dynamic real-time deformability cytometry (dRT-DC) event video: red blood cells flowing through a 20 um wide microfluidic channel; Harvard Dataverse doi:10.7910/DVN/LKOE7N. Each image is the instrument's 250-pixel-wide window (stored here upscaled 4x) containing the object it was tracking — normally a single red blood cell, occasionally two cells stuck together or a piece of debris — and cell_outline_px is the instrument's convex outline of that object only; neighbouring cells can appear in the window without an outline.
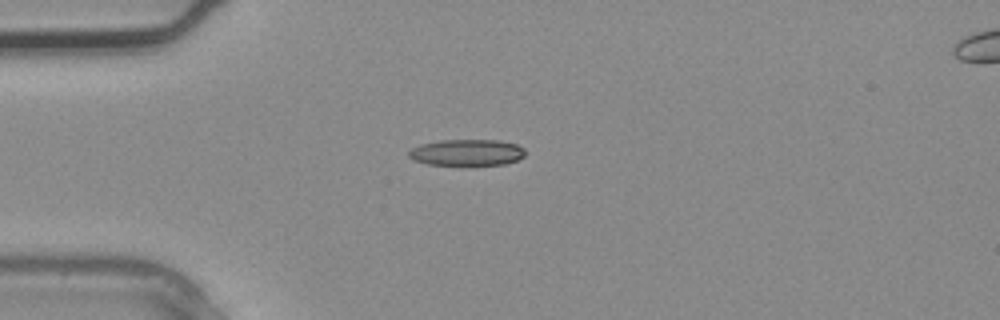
{"species": "common noctule bat (a hibernating species)", "species_latin": "Nyctalus noctula", "temperature_condition": "warm", "stored_images_in_passage": 3, "camera_frame_rate_fps": 3000, "um_per_image_px": 0.085, "animal": {"sex": "male", "body_mass_g": 20.4}, "frame": {"image": 1, "passage_image": 2, "time_ms": 0.333, "image_size_px": [1000, 320], "cell_outline_px": [[524, 156], [516, 160], [504, 164], [472, 168], [428, 164], [412, 160], [408, 156], [408, 152], [412, 148], [420, 144], [440, 140], [500, 140], [516, 144], [524, 148]], "centroid_in_image_um": [39.67, 13.01], "position_along_channel_um": 45.3, "area_um2": 18.79}}